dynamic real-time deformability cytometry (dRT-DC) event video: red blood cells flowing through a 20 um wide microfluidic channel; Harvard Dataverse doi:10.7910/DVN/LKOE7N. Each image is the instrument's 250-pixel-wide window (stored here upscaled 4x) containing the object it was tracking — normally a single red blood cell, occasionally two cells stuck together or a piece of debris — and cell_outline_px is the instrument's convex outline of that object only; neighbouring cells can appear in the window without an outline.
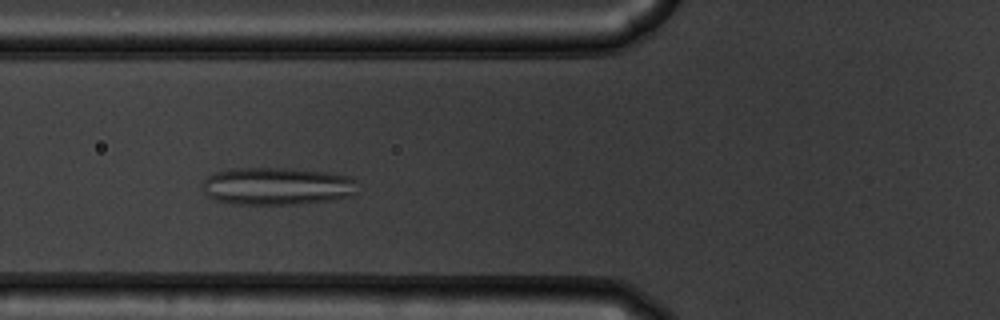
{"species": "common noctule bat (a hibernating species)", "species_latin": "Nyctalus noctula", "temperature_condition": "warm", "stored_images_in_passage": 39, "camera_frame_rate_fps": 3000, "um_per_image_px": 0.085, "animal": {"sex": "male", "body_mass_g": 19.5, "forearm_length_mm": 54.6}, "frame": {"image": 1, "passage_image": 6, "time_ms": 1.667, "image_size_px": [1000, 320], "cell_outline_px": [[356, 196], [332, 200], [296, 204], [236, 204], [216, 200], [208, 196], [204, 192], [204, 180], [208, 176], [216, 172], [232, 168], [288, 168], [328, 172], [352, 176], [356, 180]], "centroid_in_image_um": [23.62, 15.82], "position_along_channel_um": 102.2, "area_um2": 34.28}}
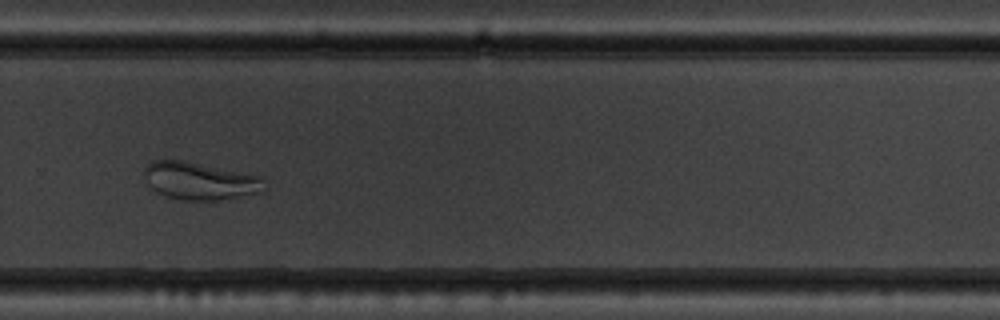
{"frame": {"image": 2, "passage_image": 23, "time_ms": 7.333, "image_size_px": [1000, 320], "cell_outline_px": [[268, 188], [256, 192], [216, 200], [180, 200], [164, 196], [156, 192], [148, 184], [144, 176], [144, 168], [152, 160], [184, 160], [264, 176]], "centroid_in_image_um": [16.98, 15.36], "position_along_channel_um": 312.8, "area_um2": 26.47}}
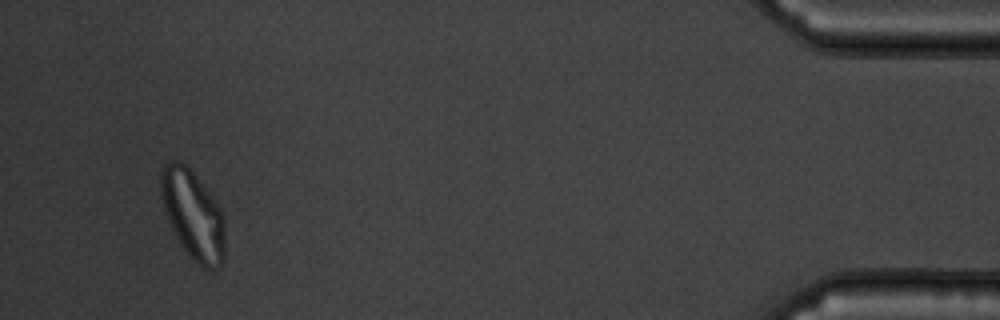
{"frame": {"image": 3, "passage_image": 37, "time_ms": 12.0, "image_size_px": [1000, 320], "cell_outline_px": [[224, 264], [212, 272], [204, 268], [188, 256], [176, 236], [168, 220], [160, 196], [160, 168], [168, 160], [180, 160], [192, 172], [208, 192], [216, 204], [224, 220]], "centroid_in_image_um": [16.38, 18.28], "position_along_channel_um": 418.8, "area_um2": 33.18}}